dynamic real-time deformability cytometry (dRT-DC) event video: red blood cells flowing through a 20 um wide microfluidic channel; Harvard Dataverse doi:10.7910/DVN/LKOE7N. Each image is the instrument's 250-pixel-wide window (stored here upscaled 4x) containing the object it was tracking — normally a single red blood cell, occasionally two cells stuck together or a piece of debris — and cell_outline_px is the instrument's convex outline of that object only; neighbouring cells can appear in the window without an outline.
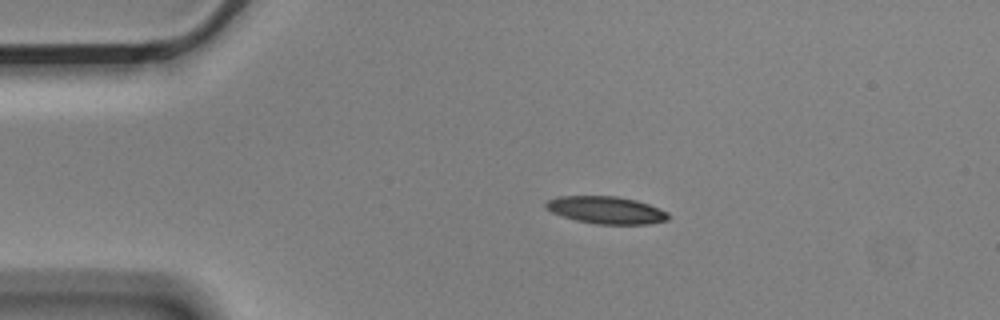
{"species": "Egyptian fruit bat (a non-hibernating species)", "species_latin": "Rousettus aegyptiacus", "temperature_condition": "cold", "stored_images_in_passage": 5, "camera_frame_rate_fps": 3000, "um_per_image_px": 0.085, "animal": {"sex": "male"}, "frame": {"image": 1, "passage_image": 3, "time_ms": 0.667, "image_size_px": [1000, 320], "cell_outline_px": [[668, 220], [648, 224], [596, 224], [576, 220], [552, 212], [544, 208], [544, 204], [548, 200], [560, 196], [616, 196], [636, 200], [648, 204], [668, 212]], "centroid_in_image_um": [51.51, 17.85], "position_along_channel_um": 33.5, "area_um2": 19.42}}
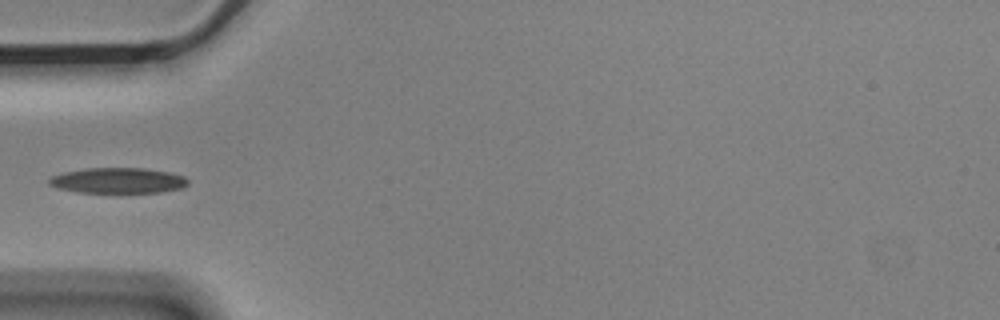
{"frame": {"image": 2, "passage_image": 5, "time_ms": 1.333, "image_size_px": [1000, 320], "cell_outline_px": [[188, 184], [180, 188], [160, 192], [76, 192], [56, 188], [48, 184], [48, 180], [52, 176], [64, 172], [88, 168], [144, 168], [168, 172], [184, 176], [188, 180]], "centroid_in_image_um": [10.0, 15.34], "position_along_channel_um": 75.0, "area_um2": 20.52}}